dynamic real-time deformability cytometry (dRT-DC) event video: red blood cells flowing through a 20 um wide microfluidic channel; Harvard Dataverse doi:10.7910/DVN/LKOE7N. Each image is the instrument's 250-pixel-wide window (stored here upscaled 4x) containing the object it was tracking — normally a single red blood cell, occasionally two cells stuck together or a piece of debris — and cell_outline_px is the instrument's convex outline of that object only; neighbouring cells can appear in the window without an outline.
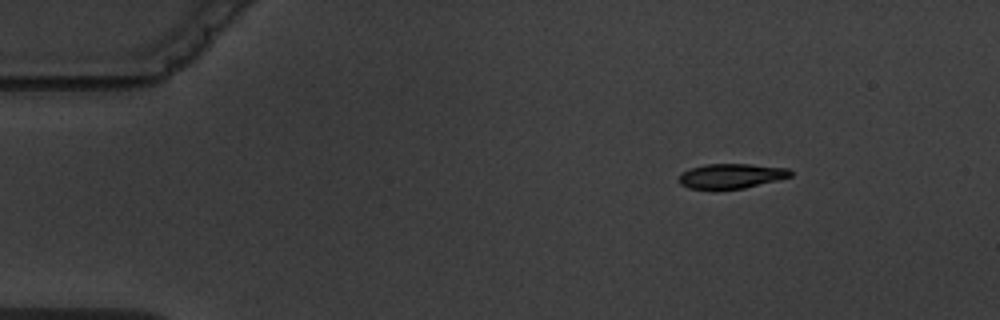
{"species": "common noctule bat (a hibernating species)", "species_latin": "Nyctalus noctula", "temperature_condition": "warm", "stored_images_in_passage": 4, "camera_frame_rate_fps": 3000, "um_per_image_px": 0.085, "animal": {"sex": "male", "body_mass_g": 19.5, "forearm_length_mm": 54.6}, "frame": {"image": 1, "passage_image": 1, "time_ms": 0.0, "image_size_px": [1000, 320], "cell_outline_px": [[792, 176], [744, 188], [712, 192], [688, 188], [680, 184], [680, 176], [684, 172], [692, 168], [708, 164], [752, 164], [788, 168], [792, 172]], "centroid_in_image_um": [62.13, 15.0], "position_along_channel_um": 22.9, "area_um2": 16.47}}
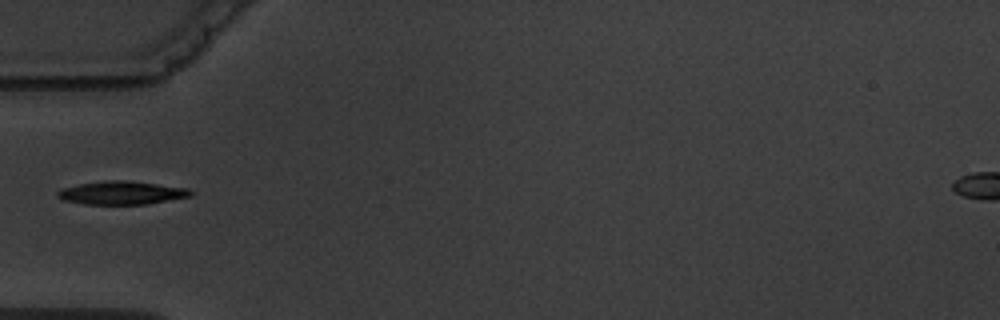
{"frame": {"image": 2, "passage_image": 4, "time_ms": 3.667, "image_size_px": [1000, 320], "cell_outline_px": [[196, 192], [192, 196], [148, 204], [84, 204], [64, 200], [56, 196], [56, 192], [60, 188], [80, 184], [108, 180], [124, 180], [188, 188]], "centroid_in_image_um": [10.36, 16.39], "position_along_channel_um": 74.6, "area_um2": 18.09}}